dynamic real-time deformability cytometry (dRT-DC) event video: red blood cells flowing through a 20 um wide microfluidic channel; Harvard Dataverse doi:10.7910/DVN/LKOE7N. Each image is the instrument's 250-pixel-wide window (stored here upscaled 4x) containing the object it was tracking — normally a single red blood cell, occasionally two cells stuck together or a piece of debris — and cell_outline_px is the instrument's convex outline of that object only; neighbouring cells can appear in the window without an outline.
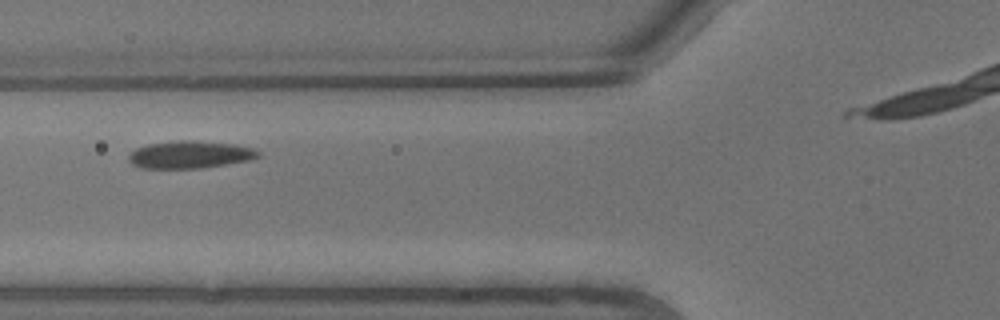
{"species": "common noctule bat (a hibernating species)", "species_latin": "Nyctalus noctula", "temperature_condition": "warm", "stored_images_in_passage": 4, "camera_frame_rate_fps": 3000, "um_per_image_px": 0.085, "animal": {"sex": "male", "body_mass_g": 13.3}, "frame": {"image": 1, "passage_image": 2, "time_ms": 0.333, "image_size_px": [1000, 320], "cell_outline_px": [[260, 156], [252, 160], [200, 168], [140, 168], [132, 164], [128, 160], [128, 156], [136, 148], [148, 144], [176, 140], [196, 140], [232, 144], [252, 148], [260, 152]], "centroid_in_image_um": [16.14, 13.14], "position_along_channel_um": 109.7, "area_um2": 20.75}}
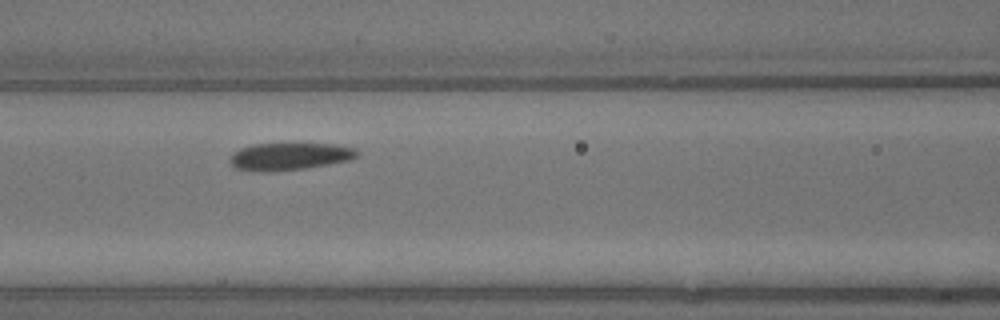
{"frame": {"image": 2, "passage_image": 3, "time_ms": 0.667, "image_size_px": [1000, 320], "cell_outline_px": [[360, 152], [352, 160], [304, 168], [272, 172], [260, 172], [232, 168], [228, 164], [228, 160], [240, 148], [252, 144], [332, 144], [356, 148]], "centroid_in_image_um": [24.58, 13.31], "position_along_channel_um": 142.0, "area_um2": 20.4}}
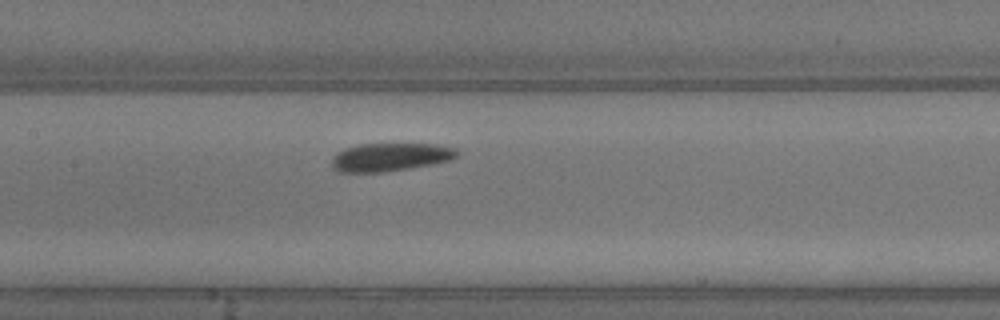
{"frame": {"image": 3, "passage_image": 4, "time_ms": 1.0, "image_size_px": [1000, 320], "cell_outline_px": [[456, 156], [448, 160], [432, 164], [384, 172], [340, 172], [332, 168], [332, 160], [336, 152], [344, 148], [360, 144], [436, 144], [456, 148]], "centroid_in_image_um": [33.11, 13.35], "position_along_channel_um": 174.3, "area_um2": 20.4}}